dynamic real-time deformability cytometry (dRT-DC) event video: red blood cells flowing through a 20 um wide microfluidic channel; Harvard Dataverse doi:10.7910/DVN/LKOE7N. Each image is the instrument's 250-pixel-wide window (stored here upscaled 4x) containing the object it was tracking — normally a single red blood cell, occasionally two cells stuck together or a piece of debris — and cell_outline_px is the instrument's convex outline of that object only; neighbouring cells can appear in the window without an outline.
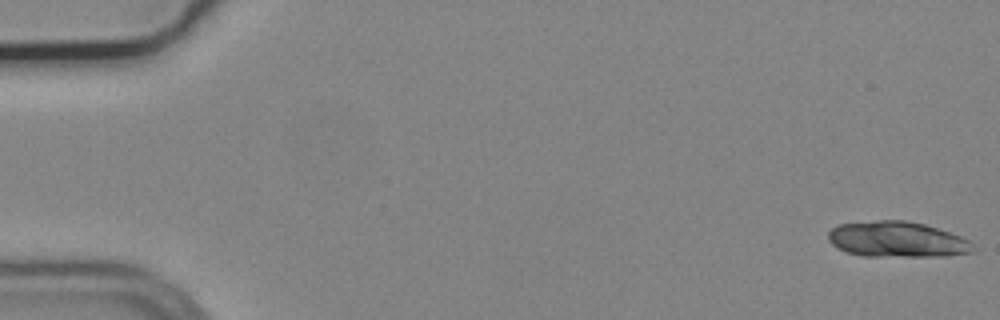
{"species": "common noctule bat (a hibernating species)", "species_latin": "Nyctalus noctula", "temperature_condition": "cold", "stored_images_in_passage": 7, "camera_frame_rate_fps": 3000, "um_per_image_px": 0.085, "animal": {"sex": "male", "body_mass_g": 19.2, "forearm_length_mm": 51.8}, "frame": {"image": 1, "passage_image": 1, "time_ms": 0.0, "image_size_px": [1000, 320], "cell_outline_px": [[972, 252], [948, 256], [864, 256], [844, 252], [836, 248], [828, 240], [828, 232], [832, 228], [840, 224], [876, 220], [904, 220], [924, 224], [960, 236], [968, 240], [972, 244]], "centroid_in_image_um": [76.2, 20.36], "position_along_channel_um": 8.8, "area_um2": 30.06}}